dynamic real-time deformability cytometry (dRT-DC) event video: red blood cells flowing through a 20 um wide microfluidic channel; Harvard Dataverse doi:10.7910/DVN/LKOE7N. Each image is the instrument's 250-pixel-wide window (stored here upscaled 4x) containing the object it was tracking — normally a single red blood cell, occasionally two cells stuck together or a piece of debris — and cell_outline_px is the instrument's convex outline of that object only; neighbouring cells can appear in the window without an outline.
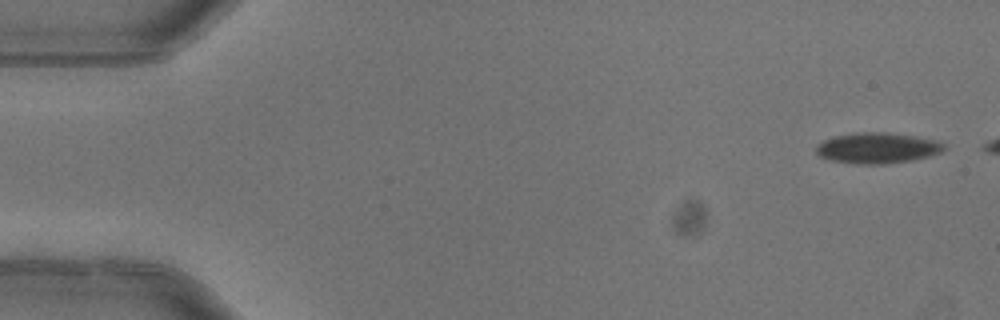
{"species": "common noctule bat (a hibernating species)", "species_latin": "Nyctalus noctula", "temperature_condition": "warm", "stored_images_in_passage": 6, "camera_frame_rate_fps": 3000, "um_per_image_px": 0.085, "animal": {"sex": "female"}, "frame": {"image": 1, "passage_image": 1, "time_ms": 0.0, "image_size_px": [1000, 320], "cell_outline_px": [[944, 148], [940, 152], [928, 156], [912, 160], [880, 164], [856, 164], [832, 160], [820, 156], [816, 152], [816, 144], [824, 140], [836, 136], [864, 132], [884, 132], [912, 136], [936, 140], [944, 144]], "centroid_in_image_um": [74.55, 12.58], "position_along_channel_um": 10.5, "area_um2": 22.48}}